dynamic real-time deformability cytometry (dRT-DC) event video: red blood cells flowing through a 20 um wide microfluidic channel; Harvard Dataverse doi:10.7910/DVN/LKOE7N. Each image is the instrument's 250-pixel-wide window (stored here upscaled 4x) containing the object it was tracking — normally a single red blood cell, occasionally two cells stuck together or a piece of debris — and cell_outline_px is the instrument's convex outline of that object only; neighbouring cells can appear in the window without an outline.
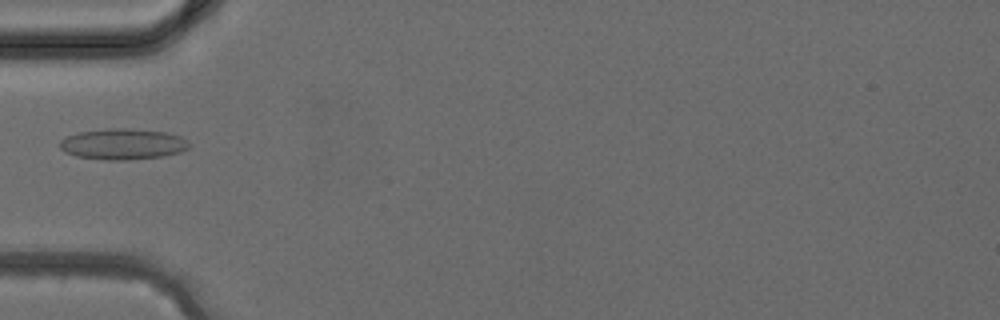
{"species": "common noctule bat (a hibernating species)", "species_latin": "Nyctalus noctula", "temperature_condition": "cold", "stored_images_in_passage": 10, "camera_frame_rate_fps": 3000, "um_per_image_px": 0.085, "animal": {"sex": "female", "body_mass_g": 24.6, "forearm_length_mm": 56.2}, "frame": {"image": 1, "passage_image": 1, "time_ms": 0.0, "image_size_px": [1000, 320], "cell_outline_px": [[192, 144], [188, 148], [180, 152], [164, 156], [124, 160], [104, 160], [76, 156], [64, 152], [60, 148], [60, 140], [68, 136], [80, 132], [108, 128], [128, 128], [164, 132], [180, 136], [188, 140]], "centroid_in_image_um": [10.46, 12.25], "position_along_channel_um": 74.5, "area_um2": 23.35}}
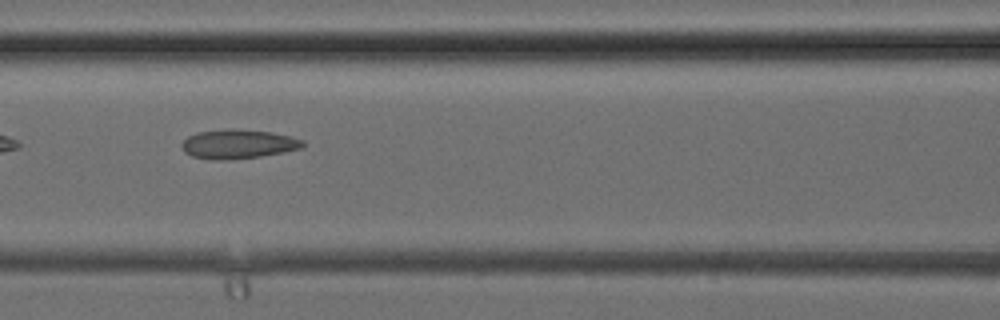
{"frame": {"image": 2, "passage_image": 5, "time_ms": 1.333, "image_size_px": [1000, 320], "cell_outline_px": [[304, 144], [300, 148], [284, 152], [260, 156], [228, 160], [212, 160], [192, 156], [184, 152], [180, 144], [188, 136], [196, 132], [232, 128], [272, 132], [304, 140]], "centroid_in_image_um": [20.2, 12.24], "position_along_channel_um": 146.4, "area_um2": 20.63}}